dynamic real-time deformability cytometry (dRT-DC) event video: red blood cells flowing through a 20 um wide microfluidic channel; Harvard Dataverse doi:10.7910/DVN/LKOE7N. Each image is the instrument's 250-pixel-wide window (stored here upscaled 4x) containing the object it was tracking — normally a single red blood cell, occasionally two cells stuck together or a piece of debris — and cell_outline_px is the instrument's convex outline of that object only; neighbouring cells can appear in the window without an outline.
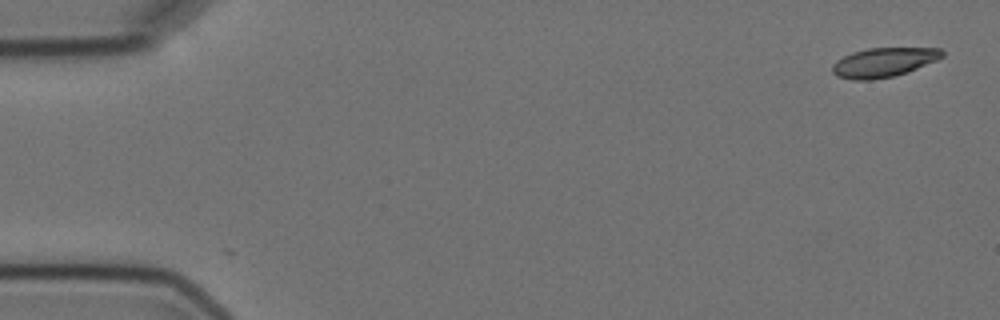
{"species": "Egyptian fruit bat (a non-hibernating species)", "species_latin": "Rousettus aegyptiacus", "temperature_condition": "cold", "stored_images_in_passage": 5, "camera_frame_rate_fps": 3000, "um_per_image_px": 0.085, "animal": {"sex": "female"}, "frame": {"image": 1, "passage_image": 1, "time_ms": 0.0, "image_size_px": [1000, 320], "cell_outline_px": [[944, 56], [936, 60], [908, 72], [892, 76], [872, 80], [852, 80], [836, 76], [832, 72], [832, 64], [836, 60], [852, 52], [868, 48], [940, 48], [944, 52]], "centroid_in_image_um": [75.08, 5.3], "position_along_channel_um": 9.9, "area_um2": 18.79}}
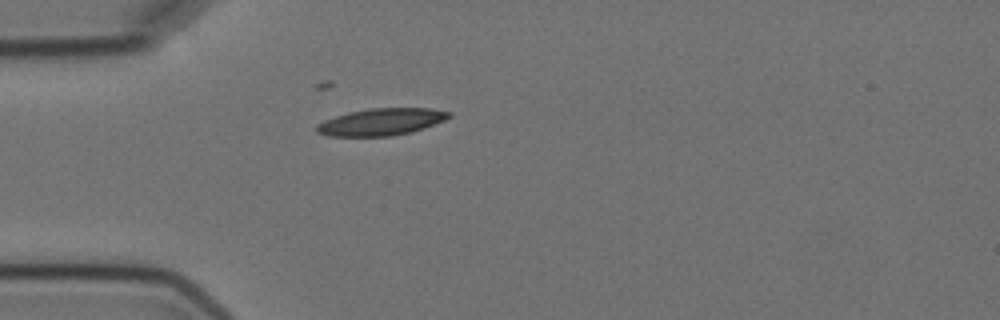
{"frame": {"image": 2, "passage_image": 5, "time_ms": 4.667, "image_size_px": [1000, 320], "cell_outline_px": [[452, 116], [444, 120], [424, 128], [412, 132], [392, 136], [328, 136], [316, 132], [316, 124], [324, 120], [348, 112], [368, 108], [432, 108], [452, 112]], "centroid_in_image_um": [32.41, 10.35], "position_along_channel_um": 52.6, "area_um2": 20.98}}